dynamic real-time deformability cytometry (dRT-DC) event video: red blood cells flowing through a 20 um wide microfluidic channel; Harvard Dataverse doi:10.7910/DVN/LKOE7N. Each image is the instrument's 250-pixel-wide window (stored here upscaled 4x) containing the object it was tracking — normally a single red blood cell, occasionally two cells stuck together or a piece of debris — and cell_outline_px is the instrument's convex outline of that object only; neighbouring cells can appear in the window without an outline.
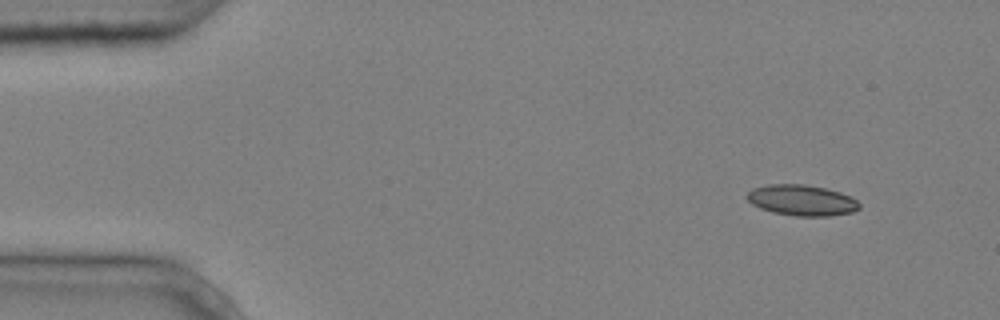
{"species": "common noctule bat (a hibernating species)", "species_latin": "Nyctalus noctula", "temperature_condition": "cold", "stored_images_in_passage": 3, "camera_frame_rate_fps": 3000, "um_per_image_px": 0.085, "animal": {"sex": "male", "body_mass_g": 20.4}, "frame": {"image": 1, "passage_image": 1, "time_ms": 0.0, "image_size_px": [1000, 320], "cell_outline_px": [[860, 208], [852, 212], [828, 216], [796, 216], [772, 212], [760, 208], [752, 204], [744, 196], [752, 188], [768, 184], [804, 184], [824, 188], [840, 192], [852, 196], [860, 204]], "centroid_in_image_um": [68.13, 17.02], "position_along_channel_um": 16.9, "area_um2": 20.29}}